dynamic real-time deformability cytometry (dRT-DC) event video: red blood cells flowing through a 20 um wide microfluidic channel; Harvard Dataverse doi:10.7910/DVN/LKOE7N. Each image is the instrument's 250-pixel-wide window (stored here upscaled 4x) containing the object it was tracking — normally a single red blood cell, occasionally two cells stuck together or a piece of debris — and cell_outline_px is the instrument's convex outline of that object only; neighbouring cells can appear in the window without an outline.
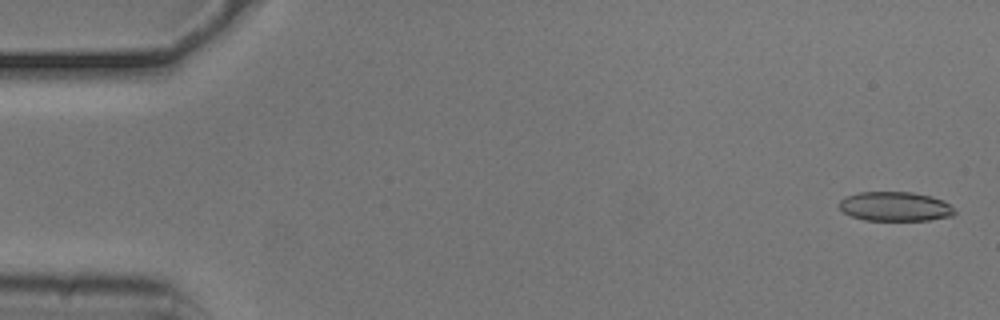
{"species": "common noctule bat (a hibernating species)", "species_latin": "Nyctalus noctula", "temperature_condition": "cold", "stored_images_in_passage": 53, "camera_frame_rate_fps": 3000, "um_per_image_px": 0.085, "animal": {"sex": "male", "body_mass_g": 20.5, "forearm_length_mm": 52.5}, "frame": {"image": 1, "passage_image": 1, "time_ms": 0.0, "image_size_px": [1000, 320], "cell_outline_px": [[956, 212], [952, 216], [928, 220], [864, 220], [852, 216], [844, 212], [836, 204], [844, 196], [860, 192], [912, 192], [932, 196], [944, 200]], "centroid_in_image_um": [76.06, 17.54], "position_along_channel_um": 8.9, "area_um2": 19.83}}
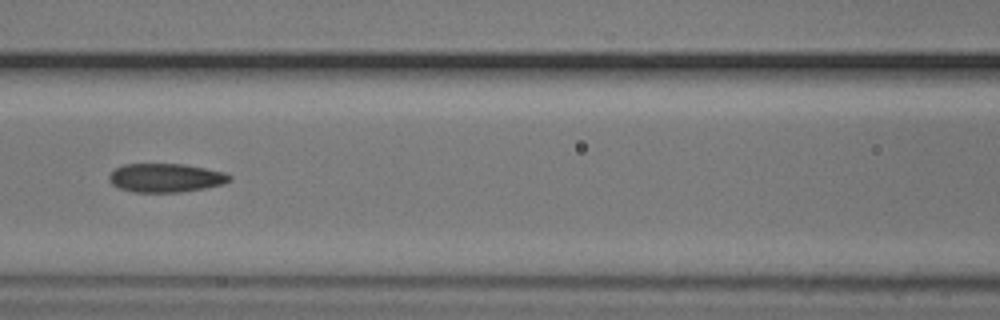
{"frame": {"image": 2, "passage_image": 23, "time_ms": 7.333, "image_size_px": [1000, 320], "cell_outline_px": [[232, 180], [224, 184], [204, 188], [180, 192], [132, 192], [120, 188], [112, 184], [108, 180], [108, 176], [116, 168], [124, 164], [184, 164], [224, 172], [232, 176]], "centroid_in_image_um": [14.09, 15.12], "position_along_channel_um": 152.5, "area_um2": 20.17}}
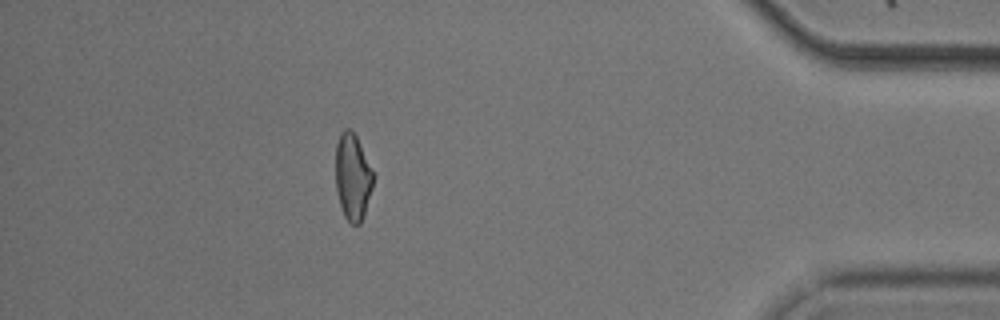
{"frame": {"image": 3, "passage_image": 47, "time_ms": 15.333, "image_size_px": [1000, 320], "cell_outline_px": [[372, 188], [364, 216], [360, 224], [352, 224], [344, 216], [340, 204], [336, 188], [336, 144], [340, 132], [344, 128], [348, 128], [356, 136], [360, 144], [372, 172]], "centroid_in_image_um": [29.95, 15.04], "position_along_channel_um": 405.2, "area_um2": 18.61}, "authors_computed_cell_mechanics": {"area_um2": 20.1144, "velocity_mm_per_s": 3.7451, "shape_relaxation_time_tau1_ms": 8.1733, "shape_relaxation_time_tau2_ms": 3.3757, "deformation_change_tau1": 0.1699, "deformation_change_tau2": 0.1081}}